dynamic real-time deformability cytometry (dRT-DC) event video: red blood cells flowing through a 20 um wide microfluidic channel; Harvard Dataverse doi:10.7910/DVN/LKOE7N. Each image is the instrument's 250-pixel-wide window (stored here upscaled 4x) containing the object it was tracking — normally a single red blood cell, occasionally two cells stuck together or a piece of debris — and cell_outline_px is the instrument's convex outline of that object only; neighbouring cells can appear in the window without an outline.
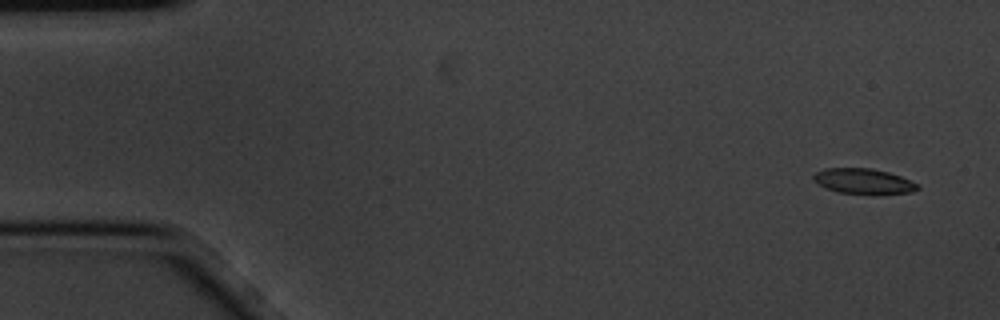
{"species": "common noctule bat (a hibernating species)", "species_latin": "Nyctalus noctula", "temperature_condition": "cold", "stored_images_in_passage": 5, "camera_frame_rate_fps": 3000, "um_per_image_px": 0.085, "animal": {"sex": "male", "body_mass_g": 20.1, "forearm_length_mm": 53.5}, "frame": {"image": 1, "passage_image": 1, "time_ms": 0.0, "image_size_px": [1000, 320], "cell_outline_px": [[920, 188], [912, 192], [880, 196], [872, 196], [840, 192], [824, 188], [816, 184], [812, 180], [812, 176], [816, 172], [824, 168], [872, 168], [888, 172], [900, 176], [916, 184]], "centroid_in_image_um": [73.37, 15.44], "position_along_channel_um": 11.6, "area_um2": 15.95}}
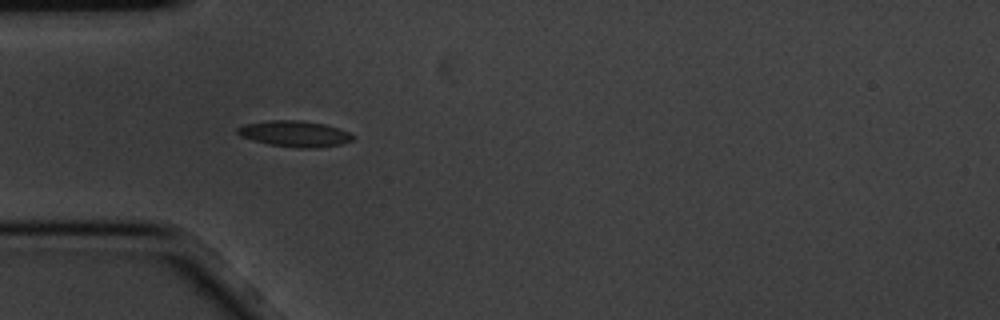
{"frame": {"image": 2, "passage_image": 5, "time_ms": 1.333, "image_size_px": [1000, 320], "cell_outline_px": [[356, 136], [352, 140], [340, 144], [316, 148], [300, 148], [268, 144], [252, 140], [240, 136], [236, 132], [236, 128], [244, 124], [268, 120], [300, 120], [324, 124], [348, 132]], "centroid_in_image_um": [25.01, 11.37], "position_along_channel_um": 60.0, "area_um2": 17.46}}